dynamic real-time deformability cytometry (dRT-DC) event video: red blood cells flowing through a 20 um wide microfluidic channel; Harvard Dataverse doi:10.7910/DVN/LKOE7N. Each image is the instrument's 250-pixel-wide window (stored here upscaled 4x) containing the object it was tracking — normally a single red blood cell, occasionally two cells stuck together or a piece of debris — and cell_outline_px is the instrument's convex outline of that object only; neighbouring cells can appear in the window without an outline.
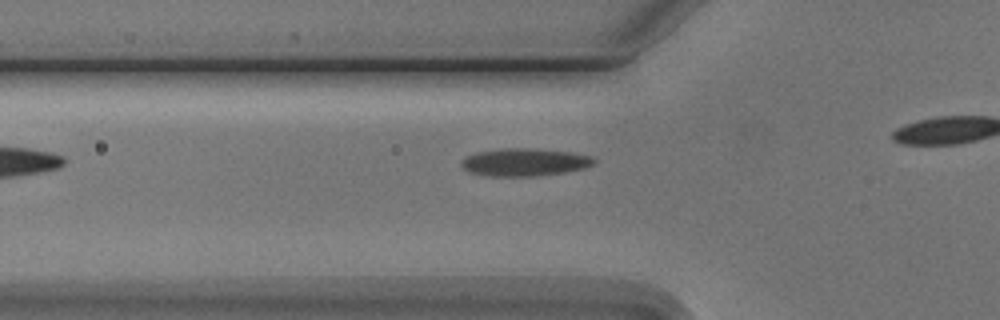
{"species": "Egyptian fruit bat (a non-hibernating species)", "species_latin": "Rousettus aegyptiacus", "temperature_condition": "cold", "stored_images_in_passage": 6, "camera_frame_rate_fps": 3000, "um_per_image_px": 0.085, "animal": {"sex": "male"}, "frame": {"image": 1, "passage_image": 4, "time_ms": 3.667, "image_size_px": [1000, 320], "cell_outline_px": [[596, 160], [592, 164], [584, 168], [564, 172], [536, 176], [488, 176], [468, 172], [460, 164], [460, 160], [464, 156], [476, 152], [500, 148], [528, 148], [568, 152], [592, 156]], "centroid_in_image_um": [44.51, 13.78], "position_along_channel_um": 81.3, "area_um2": 21.44}}
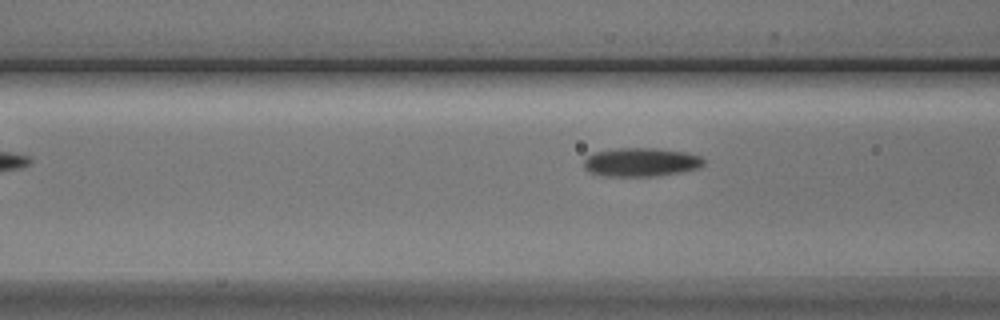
{"frame": {"image": 2, "passage_image": 6, "time_ms": 6.0, "image_size_px": [1000, 320], "cell_outline_px": [[704, 164], [700, 168], [680, 172], [656, 176], [604, 176], [592, 172], [584, 168], [584, 160], [588, 156], [596, 152], [616, 148], [656, 148], [684, 152], [700, 156], [704, 160]], "centroid_in_image_um": [54.5, 13.78], "position_along_channel_um": 112.1, "area_um2": 19.94}}